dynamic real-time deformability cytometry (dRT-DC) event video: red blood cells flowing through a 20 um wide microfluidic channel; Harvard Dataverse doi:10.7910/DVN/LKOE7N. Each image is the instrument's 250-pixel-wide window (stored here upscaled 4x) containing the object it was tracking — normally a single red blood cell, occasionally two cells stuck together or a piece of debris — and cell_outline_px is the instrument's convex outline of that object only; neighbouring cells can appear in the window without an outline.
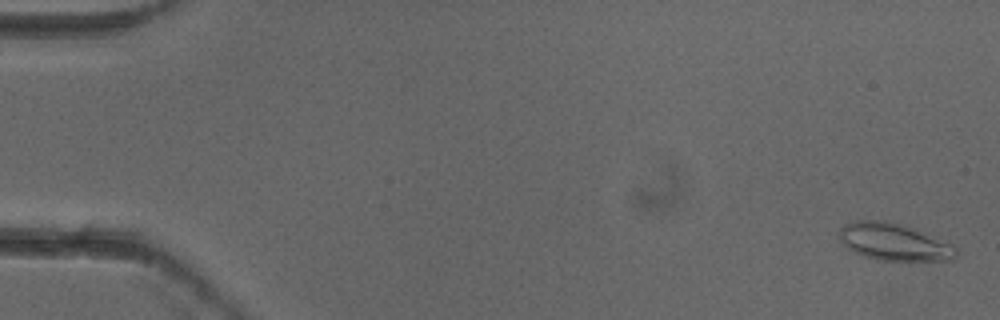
{"species": "common noctule bat (a hibernating species)", "species_latin": "Nyctalus noctula", "temperature_condition": "cold", "stored_images_in_passage": 6, "camera_frame_rate_fps": 3000, "um_per_image_px": 0.085, "animal": {"sex": "female"}, "frame": {"image": 1, "passage_image": 1, "time_ms": 0.0, "image_size_px": [1000, 320], "cell_outline_px": [[960, 252], [956, 260], [876, 260], [864, 256], [848, 248], [836, 236], [836, 232], [844, 224], [852, 220], [888, 220], [920, 228], [956, 244]], "centroid_in_image_um": [76.08, 20.53], "position_along_channel_um": 8.9, "area_um2": 26.59}}
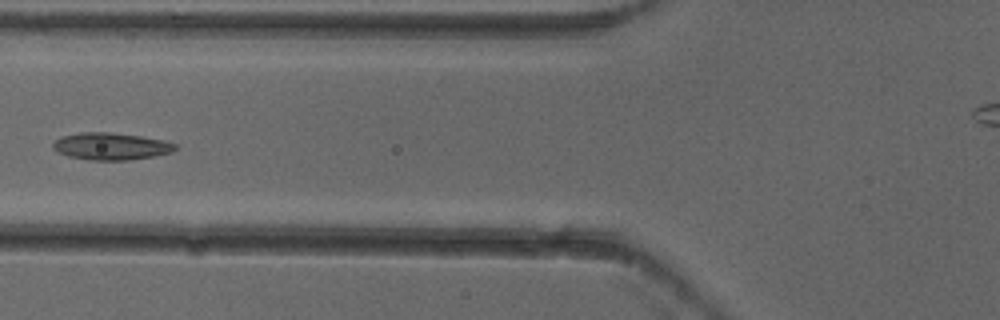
{"frame": {"image": 2, "passage_image": 6, "time_ms": 1.667, "image_size_px": [1000, 320], "cell_outline_px": [[176, 148], [172, 152], [152, 156], [128, 160], [88, 160], [68, 156], [56, 152], [52, 148], [52, 144], [56, 140], [64, 136], [80, 132], [112, 132], [140, 136], [164, 140], [176, 144]], "centroid_in_image_um": [9.41, 12.43], "position_along_channel_um": 116.4, "area_um2": 19.31}}